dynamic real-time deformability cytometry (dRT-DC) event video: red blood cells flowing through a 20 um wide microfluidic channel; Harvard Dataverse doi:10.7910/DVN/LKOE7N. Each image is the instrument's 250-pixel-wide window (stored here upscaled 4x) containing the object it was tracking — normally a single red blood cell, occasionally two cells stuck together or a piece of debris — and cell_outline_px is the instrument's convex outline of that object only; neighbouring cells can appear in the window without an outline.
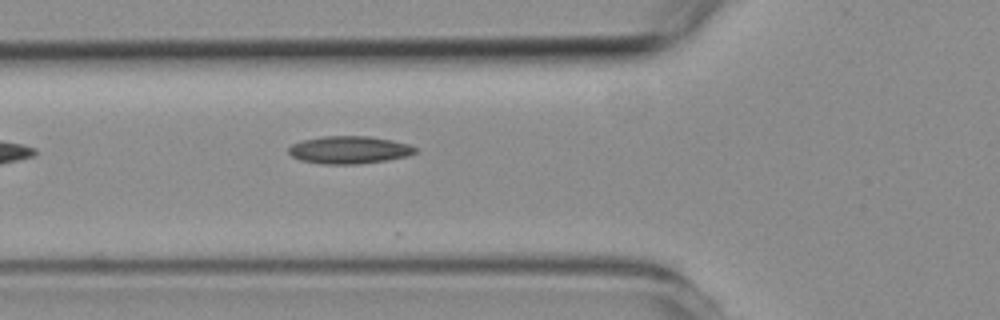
{"species": "common noctule bat (a hibernating species)", "species_latin": "Nyctalus noctula", "temperature_condition": "room temperature", "stored_images_in_passage": 5, "camera_frame_rate_fps": 3000, "um_per_image_px": 0.085, "animal": {"sex": "female", "body_mass_g": 19.3, "forearm_length_mm": 54.1}, "frame": {"image": 1, "passage_image": 5, "time_ms": 4.667, "image_size_px": [1000, 320], "cell_outline_px": [[416, 152], [408, 156], [388, 160], [356, 164], [320, 164], [300, 160], [292, 156], [288, 152], [288, 148], [292, 144], [304, 140], [324, 136], [368, 136], [392, 140], [408, 144], [416, 148]], "centroid_in_image_um": [29.68, 12.74], "position_along_channel_um": 96.1, "area_um2": 20.35}}